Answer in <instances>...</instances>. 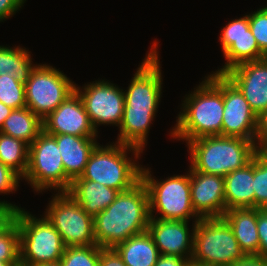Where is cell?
I'll return each instance as SVG.
<instances>
[{
  "label": "cell",
  "instance_id": "obj_26",
  "mask_svg": "<svg viewBox=\"0 0 267 266\" xmlns=\"http://www.w3.org/2000/svg\"><path fill=\"white\" fill-rule=\"evenodd\" d=\"M29 145L20 139L0 132V161L21 178L28 168Z\"/></svg>",
  "mask_w": 267,
  "mask_h": 266
},
{
  "label": "cell",
  "instance_id": "obj_32",
  "mask_svg": "<svg viewBox=\"0 0 267 266\" xmlns=\"http://www.w3.org/2000/svg\"><path fill=\"white\" fill-rule=\"evenodd\" d=\"M22 178L11 168L0 161V195L15 193L20 186Z\"/></svg>",
  "mask_w": 267,
  "mask_h": 266
},
{
  "label": "cell",
  "instance_id": "obj_19",
  "mask_svg": "<svg viewBox=\"0 0 267 266\" xmlns=\"http://www.w3.org/2000/svg\"><path fill=\"white\" fill-rule=\"evenodd\" d=\"M61 153L66 175L73 181L85 170L87 161L99 144L98 137H79L69 134L52 135Z\"/></svg>",
  "mask_w": 267,
  "mask_h": 266
},
{
  "label": "cell",
  "instance_id": "obj_24",
  "mask_svg": "<svg viewBox=\"0 0 267 266\" xmlns=\"http://www.w3.org/2000/svg\"><path fill=\"white\" fill-rule=\"evenodd\" d=\"M43 131L42 120L29 108L13 109L5 119L0 132L30 145Z\"/></svg>",
  "mask_w": 267,
  "mask_h": 266
},
{
  "label": "cell",
  "instance_id": "obj_34",
  "mask_svg": "<svg viewBox=\"0 0 267 266\" xmlns=\"http://www.w3.org/2000/svg\"><path fill=\"white\" fill-rule=\"evenodd\" d=\"M257 230L259 236V256L267 258V209H257Z\"/></svg>",
  "mask_w": 267,
  "mask_h": 266
},
{
  "label": "cell",
  "instance_id": "obj_25",
  "mask_svg": "<svg viewBox=\"0 0 267 266\" xmlns=\"http://www.w3.org/2000/svg\"><path fill=\"white\" fill-rule=\"evenodd\" d=\"M29 49L0 45V76L8 74L14 79L26 83L32 69L36 66L31 58Z\"/></svg>",
  "mask_w": 267,
  "mask_h": 266
},
{
  "label": "cell",
  "instance_id": "obj_23",
  "mask_svg": "<svg viewBox=\"0 0 267 266\" xmlns=\"http://www.w3.org/2000/svg\"><path fill=\"white\" fill-rule=\"evenodd\" d=\"M113 249L127 266H154L160 256L148 231L131 236Z\"/></svg>",
  "mask_w": 267,
  "mask_h": 266
},
{
  "label": "cell",
  "instance_id": "obj_35",
  "mask_svg": "<svg viewBox=\"0 0 267 266\" xmlns=\"http://www.w3.org/2000/svg\"><path fill=\"white\" fill-rule=\"evenodd\" d=\"M255 146L258 151H267V110L257 116Z\"/></svg>",
  "mask_w": 267,
  "mask_h": 266
},
{
  "label": "cell",
  "instance_id": "obj_14",
  "mask_svg": "<svg viewBox=\"0 0 267 266\" xmlns=\"http://www.w3.org/2000/svg\"><path fill=\"white\" fill-rule=\"evenodd\" d=\"M223 121L221 136L255 142L257 115L240 90L223 74Z\"/></svg>",
  "mask_w": 267,
  "mask_h": 266
},
{
  "label": "cell",
  "instance_id": "obj_37",
  "mask_svg": "<svg viewBox=\"0 0 267 266\" xmlns=\"http://www.w3.org/2000/svg\"><path fill=\"white\" fill-rule=\"evenodd\" d=\"M99 266H127L113 248H102Z\"/></svg>",
  "mask_w": 267,
  "mask_h": 266
},
{
  "label": "cell",
  "instance_id": "obj_16",
  "mask_svg": "<svg viewBox=\"0 0 267 266\" xmlns=\"http://www.w3.org/2000/svg\"><path fill=\"white\" fill-rule=\"evenodd\" d=\"M224 75L240 90L257 116L267 110V57L236 65Z\"/></svg>",
  "mask_w": 267,
  "mask_h": 266
},
{
  "label": "cell",
  "instance_id": "obj_31",
  "mask_svg": "<svg viewBox=\"0 0 267 266\" xmlns=\"http://www.w3.org/2000/svg\"><path fill=\"white\" fill-rule=\"evenodd\" d=\"M249 26L259 49L267 56V6L249 13Z\"/></svg>",
  "mask_w": 267,
  "mask_h": 266
},
{
  "label": "cell",
  "instance_id": "obj_5",
  "mask_svg": "<svg viewBox=\"0 0 267 266\" xmlns=\"http://www.w3.org/2000/svg\"><path fill=\"white\" fill-rule=\"evenodd\" d=\"M186 146L194 171L223 177L243 168L258 152L254 141L220 135L196 138Z\"/></svg>",
  "mask_w": 267,
  "mask_h": 266
},
{
  "label": "cell",
  "instance_id": "obj_42",
  "mask_svg": "<svg viewBox=\"0 0 267 266\" xmlns=\"http://www.w3.org/2000/svg\"><path fill=\"white\" fill-rule=\"evenodd\" d=\"M34 266H61V264H60V261H57V262H50V263L39 264V265H34Z\"/></svg>",
  "mask_w": 267,
  "mask_h": 266
},
{
  "label": "cell",
  "instance_id": "obj_18",
  "mask_svg": "<svg viewBox=\"0 0 267 266\" xmlns=\"http://www.w3.org/2000/svg\"><path fill=\"white\" fill-rule=\"evenodd\" d=\"M191 202L200 218H220L226 212L224 177L190 167Z\"/></svg>",
  "mask_w": 267,
  "mask_h": 266
},
{
  "label": "cell",
  "instance_id": "obj_13",
  "mask_svg": "<svg viewBox=\"0 0 267 266\" xmlns=\"http://www.w3.org/2000/svg\"><path fill=\"white\" fill-rule=\"evenodd\" d=\"M226 63L212 73L224 74L229 69L248 61H258L267 56L259 49L249 26V13L223 26L219 35Z\"/></svg>",
  "mask_w": 267,
  "mask_h": 266
},
{
  "label": "cell",
  "instance_id": "obj_10",
  "mask_svg": "<svg viewBox=\"0 0 267 266\" xmlns=\"http://www.w3.org/2000/svg\"><path fill=\"white\" fill-rule=\"evenodd\" d=\"M24 85L26 107L41 120L75 91L74 81L49 64H36Z\"/></svg>",
  "mask_w": 267,
  "mask_h": 266
},
{
  "label": "cell",
  "instance_id": "obj_29",
  "mask_svg": "<svg viewBox=\"0 0 267 266\" xmlns=\"http://www.w3.org/2000/svg\"><path fill=\"white\" fill-rule=\"evenodd\" d=\"M0 101L12 109L26 107L24 83L10 77L0 76Z\"/></svg>",
  "mask_w": 267,
  "mask_h": 266
},
{
  "label": "cell",
  "instance_id": "obj_28",
  "mask_svg": "<svg viewBox=\"0 0 267 266\" xmlns=\"http://www.w3.org/2000/svg\"><path fill=\"white\" fill-rule=\"evenodd\" d=\"M102 247L75 246L66 247L60 259L61 266H99Z\"/></svg>",
  "mask_w": 267,
  "mask_h": 266
},
{
  "label": "cell",
  "instance_id": "obj_20",
  "mask_svg": "<svg viewBox=\"0 0 267 266\" xmlns=\"http://www.w3.org/2000/svg\"><path fill=\"white\" fill-rule=\"evenodd\" d=\"M67 193L94 218L114 202L119 191L92 180H73Z\"/></svg>",
  "mask_w": 267,
  "mask_h": 266
},
{
  "label": "cell",
  "instance_id": "obj_27",
  "mask_svg": "<svg viewBox=\"0 0 267 266\" xmlns=\"http://www.w3.org/2000/svg\"><path fill=\"white\" fill-rule=\"evenodd\" d=\"M254 208L267 209V151L253 156Z\"/></svg>",
  "mask_w": 267,
  "mask_h": 266
},
{
  "label": "cell",
  "instance_id": "obj_9",
  "mask_svg": "<svg viewBox=\"0 0 267 266\" xmlns=\"http://www.w3.org/2000/svg\"><path fill=\"white\" fill-rule=\"evenodd\" d=\"M22 180L28 182L35 193L70 189L72 180L65 173L61 153L52 135L42 131L29 145L28 168Z\"/></svg>",
  "mask_w": 267,
  "mask_h": 266
},
{
  "label": "cell",
  "instance_id": "obj_17",
  "mask_svg": "<svg viewBox=\"0 0 267 266\" xmlns=\"http://www.w3.org/2000/svg\"><path fill=\"white\" fill-rule=\"evenodd\" d=\"M196 223L189 228V221L150 218L148 232L162 255H171L191 260ZM192 229V230H190Z\"/></svg>",
  "mask_w": 267,
  "mask_h": 266
},
{
  "label": "cell",
  "instance_id": "obj_39",
  "mask_svg": "<svg viewBox=\"0 0 267 266\" xmlns=\"http://www.w3.org/2000/svg\"><path fill=\"white\" fill-rule=\"evenodd\" d=\"M230 266H267V258L259 255H245Z\"/></svg>",
  "mask_w": 267,
  "mask_h": 266
},
{
  "label": "cell",
  "instance_id": "obj_1",
  "mask_svg": "<svg viewBox=\"0 0 267 266\" xmlns=\"http://www.w3.org/2000/svg\"><path fill=\"white\" fill-rule=\"evenodd\" d=\"M158 41L146 53L142 63L133 74L127 90L124 91L125 104L123 118L115 142L145 150L150 125L160 105L163 77L157 51Z\"/></svg>",
  "mask_w": 267,
  "mask_h": 266
},
{
  "label": "cell",
  "instance_id": "obj_38",
  "mask_svg": "<svg viewBox=\"0 0 267 266\" xmlns=\"http://www.w3.org/2000/svg\"><path fill=\"white\" fill-rule=\"evenodd\" d=\"M154 266H193V265L192 261L189 259L160 254Z\"/></svg>",
  "mask_w": 267,
  "mask_h": 266
},
{
  "label": "cell",
  "instance_id": "obj_2",
  "mask_svg": "<svg viewBox=\"0 0 267 266\" xmlns=\"http://www.w3.org/2000/svg\"><path fill=\"white\" fill-rule=\"evenodd\" d=\"M194 91L182 100L176 124L170 130L175 140L186 144L196 138L221 136L223 121V74H206Z\"/></svg>",
  "mask_w": 267,
  "mask_h": 266
},
{
  "label": "cell",
  "instance_id": "obj_21",
  "mask_svg": "<svg viewBox=\"0 0 267 266\" xmlns=\"http://www.w3.org/2000/svg\"><path fill=\"white\" fill-rule=\"evenodd\" d=\"M223 218L233 230L245 255H259L256 208H233L226 210Z\"/></svg>",
  "mask_w": 267,
  "mask_h": 266
},
{
  "label": "cell",
  "instance_id": "obj_3",
  "mask_svg": "<svg viewBox=\"0 0 267 266\" xmlns=\"http://www.w3.org/2000/svg\"><path fill=\"white\" fill-rule=\"evenodd\" d=\"M150 220L147 189L140 180L119 192L113 203L93 218L95 243L102 248L116 245L148 230Z\"/></svg>",
  "mask_w": 267,
  "mask_h": 266
},
{
  "label": "cell",
  "instance_id": "obj_22",
  "mask_svg": "<svg viewBox=\"0 0 267 266\" xmlns=\"http://www.w3.org/2000/svg\"><path fill=\"white\" fill-rule=\"evenodd\" d=\"M226 209L254 208L253 158L224 177Z\"/></svg>",
  "mask_w": 267,
  "mask_h": 266
},
{
  "label": "cell",
  "instance_id": "obj_7",
  "mask_svg": "<svg viewBox=\"0 0 267 266\" xmlns=\"http://www.w3.org/2000/svg\"><path fill=\"white\" fill-rule=\"evenodd\" d=\"M15 221L19 228L21 266L60 261L66 247L61 235L45 215L37 218L21 208Z\"/></svg>",
  "mask_w": 267,
  "mask_h": 266
},
{
  "label": "cell",
  "instance_id": "obj_30",
  "mask_svg": "<svg viewBox=\"0 0 267 266\" xmlns=\"http://www.w3.org/2000/svg\"><path fill=\"white\" fill-rule=\"evenodd\" d=\"M0 261L20 262L19 228L16 221L0 234Z\"/></svg>",
  "mask_w": 267,
  "mask_h": 266
},
{
  "label": "cell",
  "instance_id": "obj_41",
  "mask_svg": "<svg viewBox=\"0 0 267 266\" xmlns=\"http://www.w3.org/2000/svg\"><path fill=\"white\" fill-rule=\"evenodd\" d=\"M0 266H21L20 262H3L0 261Z\"/></svg>",
  "mask_w": 267,
  "mask_h": 266
},
{
  "label": "cell",
  "instance_id": "obj_8",
  "mask_svg": "<svg viewBox=\"0 0 267 266\" xmlns=\"http://www.w3.org/2000/svg\"><path fill=\"white\" fill-rule=\"evenodd\" d=\"M244 256L232 228L223 217L201 218L196 223L193 266H230Z\"/></svg>",
  "mask_w": 267,
  "mask_h": 266
},
{
  "label": "cell",
  "instance_id": "obj_40",
  "mask_svg": "<svg viewBox=\"0 0 267 266\" xmlns=\"http://www.w3.org/2000/svg\"><path fill=\"white\" fill-rule=\"evenodd\" d=\"M12 110L13 109L11 107H8L0 101V129L3 126L5 119L11 114Z\"/></svg>",
  "mask_w": 267,
  "mask_h": 266
},
{
  "label": "cell",
  "instance_id": "obj_6",
  "mask_svg": "<svg viewBox=\"0 0 267 266\" xmlns=\"http://www.w3.org/2000/svg\"><path fill=\"white\" fill-rule=\"evenodd\" d=\"M149 167L142 166L141 181L149 199L150 218L198 222L191 202L190 166L185 175H173L158 180ZM157 211V212H156ZM157 213L160 216H156Z\"/></svg>",
  "mask_w": 267,
  "mask_h": 266
},
{
  "label": "cell",
  "instance_id": "obj_33",
  "mask_svg": "<svg viewBox=\"0 0 267 266\" xmlns=\"http://www.w3.org/2000/svg\"><path fill=\"white\" fill-rule=\"evenodd\" d=\"M21 207L9 201L0 200V234L4 233L16 220Z\"/></svg>",
  "mask_w": 267,
  "mask_h": 266
},
{
  "label": "cell",
  "instance_id": "obj_36",
  "mask_svg": "<svg viewBox=\"0 0 267 266\" xmlns=\"http://www.w3.org/2000/svg\"><path fill=\"white\" fill-rule=\"evenodd\" d=\"M26 0H0V22L6 21L24 7Z\"/></svg>",
  "mask_w": 267,
  "mask_h": 266
},
{
  "label": "cell",
  "instance_id": "obj_15",
  "mask_svg": "<svg viewBox=\"0 0 267 266\" xmlns=\"http://www.w3.org/2000/svg\"><path fill=\"white\" fill-rule=\"evenodd\" d=\"M42 123L43 131L49 135L98 137L86 113L83 101L76 91L43 119Z\"/></svg>",
  "mask_w": 267,
  "mask_h": 266
},
{
  "label": "cell",
  "instance_id": "obj_4",
  "mask_svg": "<svg viewBox=\"0 0 267 266\" xmlns=\"http://www.w3.org/2000/svg\"><path fill=\"white\" fill-rule=\"evenodd\" d=\"M142 153L130 145L111 142L103 146L99 143L92 151L84 173L74 180H92L119 192L126 191L141 180L142 165L137 159L140 160Z\"/></svg>",
  "mask_w": 267,
  "mask_h": 266
},
{
  "label": "cell",
  "instance_id": "obj_11",
  "mask_svg": "<svg viewBox=\"0 0 267 266\" xmlns=\"http://www.w3.org/2000/svg\"><path fill=\"white\" fill-rule=\"evenodd\" d=\"M44 215L61 235L65 247L96 245L93 217L67 192H54Z\"/></svg>",
  "mask_w": 267,
  "mask_h": 266
},
{
  "label": "cell",
  "instance_id": "obj_12",
  "mask_svg": "<svg viewBox=\"0 0 267 266\" xmlns=\"http://www.w3.org/2000/svg\"><path fill=\"white\" fill-rule=\"evenodd\" d=\"M80 87L75 83V91L81 97L97 134L100 125H115L119 128L125 104L124 90L105 79L89 82Z\"/></svg>",
  "mask_w": 267,
  "mask_h": 266
}]
</instances>
